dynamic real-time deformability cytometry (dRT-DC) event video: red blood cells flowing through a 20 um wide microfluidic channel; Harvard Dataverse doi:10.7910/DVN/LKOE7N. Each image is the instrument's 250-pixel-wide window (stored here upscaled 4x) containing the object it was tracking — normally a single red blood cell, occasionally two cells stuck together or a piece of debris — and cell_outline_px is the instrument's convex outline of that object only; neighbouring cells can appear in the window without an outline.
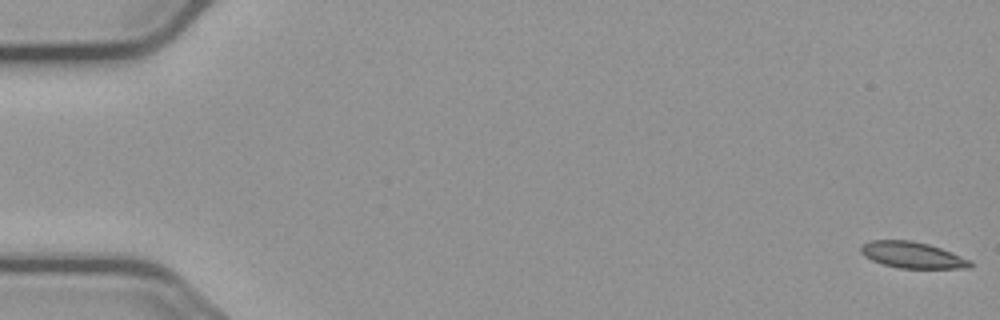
{"species": "common noctule bat (a hibernating species)", "species_latin": "Nyctalus noctula", "temperature_condition": "cold", "stored_images_in_passage": 9, "camera_frame_rate_fps": 3000, "um_per_image_px": 0.085, "animal": {"sex": "male", "body_mass_g": 23.1, "forearm_length_mm": 52.7}, "frame": {"image": 1, "passage_image": 1, "time_ms": 0.0, "image_size_px": [1000, 320], "cell_outline_px": [[972, 268], [900, 268], [884, 264], [872, 260], [864, 256], [860, 252], [860, 248], [864, 244], [872, 240], [912, 240], [928, 244], [940, 248], [972, 260]], "centroid_in_image_um": [77.57, 21.68], "position_along_channel_um": 7.4, "area_um2": 16.65}}